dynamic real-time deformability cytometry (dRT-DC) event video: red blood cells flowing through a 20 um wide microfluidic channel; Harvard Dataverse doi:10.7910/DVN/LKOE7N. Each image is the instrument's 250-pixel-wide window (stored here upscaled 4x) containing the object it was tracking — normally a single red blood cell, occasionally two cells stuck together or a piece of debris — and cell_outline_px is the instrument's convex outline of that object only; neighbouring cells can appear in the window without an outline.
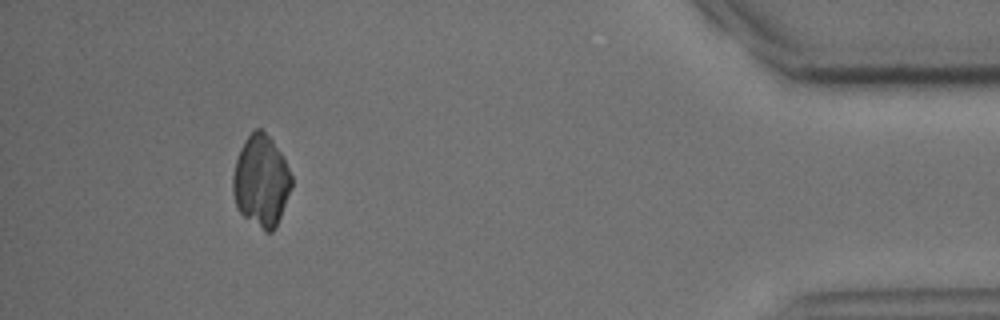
{"species": "common noctule bat (a hibernating species)", "species_latin": "Nyctalus noctula", "temperature_condition": "cold", "stored_images_in_passage": 43, "camera_frame_rate_fps": 3000, "um_per_image_px": 0.085, "animal": {"sex": "male", "body_mass_g": 15.6}, "frame": {"image": 1, "passage_image": 39, "time_ms": 12.667, "image_size_px": [1000, 320], "cell_outline_px": [[292, 188], [276, 228], [272, 232], [264, 232], [244, 216], [240, 212], [236, 204], [232, 188], [232, 176], [236, 160], [240, 148], [244, 140], [256, 128], [260, 128], [272, 140], [280, 152], [292, 176]], "centroid_in_image_um": [22.2, 15.41], "position_along_channel_um": 413.0, "area_um2": 31.27}}